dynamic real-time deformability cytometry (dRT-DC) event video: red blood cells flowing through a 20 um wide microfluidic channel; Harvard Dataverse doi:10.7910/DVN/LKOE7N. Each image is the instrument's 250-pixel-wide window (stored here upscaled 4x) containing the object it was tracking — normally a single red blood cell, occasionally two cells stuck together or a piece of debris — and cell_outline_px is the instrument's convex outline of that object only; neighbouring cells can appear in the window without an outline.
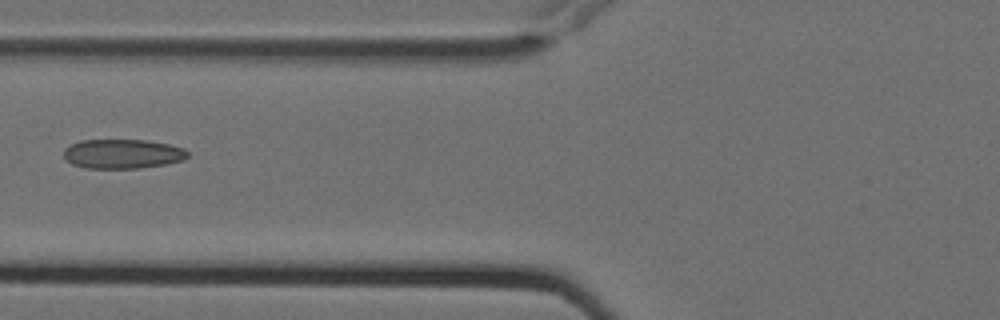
{"species": "Egyptian fruit bat (a non-hibernating species)", "species_latin": "Rousettus aegyptiacus", "temperature_condition": "cold", "stored_images_in_passage": 7, "camera_frame_rate_fps": 3000, "um_per_image_px": 0.085, "animal": {"sex": "female"}, "frame": {"image": 1, "passage_image": 7, "time_ms": 2.0, "image_size_px": [1000, 320], "cell_outline_px": [[188, 156], [184, 160], [164, 164], [140, 168], [84, 168], [72, 164], [64, 156], [64, 148], [80, 140], [148, 140], [168, 144], [184, 148], [188, 152]], "centroid_in_image_um": [10.42, 13.07], "position_along_channel_um": 115.4, "area_um2": 21.21}}